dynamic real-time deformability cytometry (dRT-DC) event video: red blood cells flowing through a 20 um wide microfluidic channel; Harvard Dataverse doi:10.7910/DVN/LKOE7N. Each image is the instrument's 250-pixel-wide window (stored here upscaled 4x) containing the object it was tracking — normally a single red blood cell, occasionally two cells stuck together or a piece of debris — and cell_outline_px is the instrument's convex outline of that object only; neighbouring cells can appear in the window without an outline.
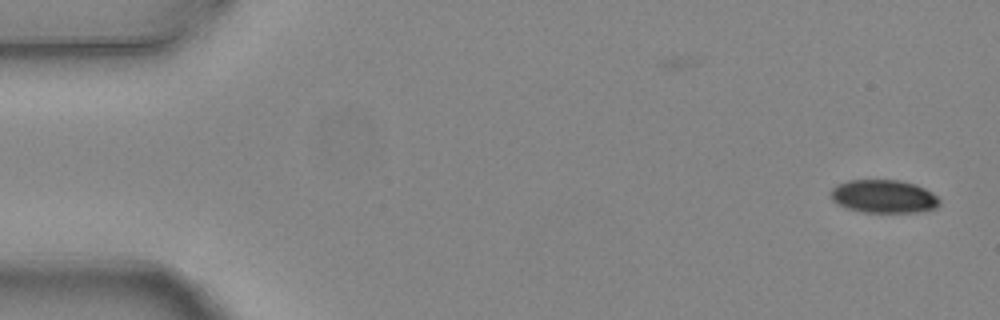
{"species": "common noctule bat (a hibernating species)", "species_latin": "Nyctalus noctula", "temperature_condition": "warm", "stored_images_in_passage": 3, "camera_frame_rate_fps": 3000, "um_per_image_px": 0.085, "animal": {"sex": "female", "body_mass_g": 24.6, "forearm_length_mm": 56.2}, "frame": {"image": 1, "passage_image": 3, "time_ms": 0.667, "image_size_px": [1000, 320], "cell_outline_px": [[940, 204], [936, 208], [916, 212], [864, 212], [848, 208], [836, 204], [832, 200], [832, 188], [836, 184], [848, 180], [900, 180], [916, 184], [932, 192], [940, 200]], "centroid_in_image_um": [75.12, 16.69], "position_along_channel_um": 9.9, "area_um2": 21.04}}